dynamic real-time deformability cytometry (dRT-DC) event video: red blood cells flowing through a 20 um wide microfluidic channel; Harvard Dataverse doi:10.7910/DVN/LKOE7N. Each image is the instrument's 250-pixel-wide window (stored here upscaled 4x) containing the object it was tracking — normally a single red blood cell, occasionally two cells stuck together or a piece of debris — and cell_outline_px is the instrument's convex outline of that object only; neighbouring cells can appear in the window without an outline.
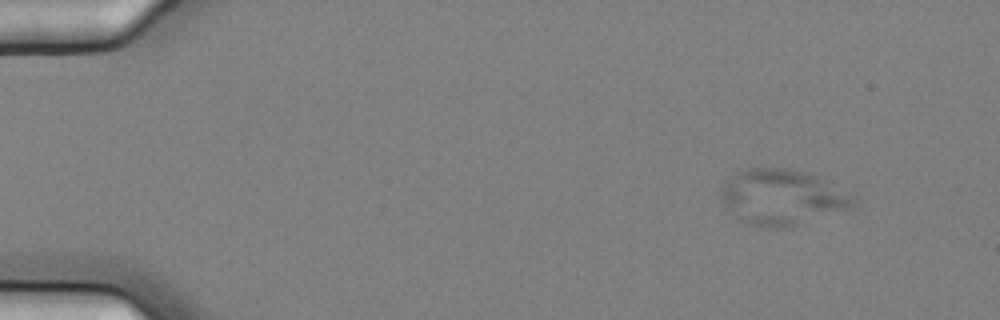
{"species": "common noctule bat (a hibernating species)", "species_latin": "Nyctalus noctula", "temperature_condition": "cold", "stored_images_in_passage": 10, "camera_frame_rate_fps": 3000, "um_per_image_px": 0.085, "animal": {"sex": "female", "body_mass_g": 25.1}, "frame": {"image": 1, "passage_image": 2, "time_ms": 0.333, "image_size_px": [1000, 320], "cell_outline_px": [[852, 200], [844, 208], [796, 224], [776, 228], [752, 224], [740, 220], [724, 208], [720, 196], [720, 188], [736, 172], [748, 168], [788, 168], [804, 172], [816, 176], [824, 180], [848, 196]], "centroid_in_image_um": [66.26, 16.73], "position_along_channel_um": 18.7, "area_um2": 40.92}}
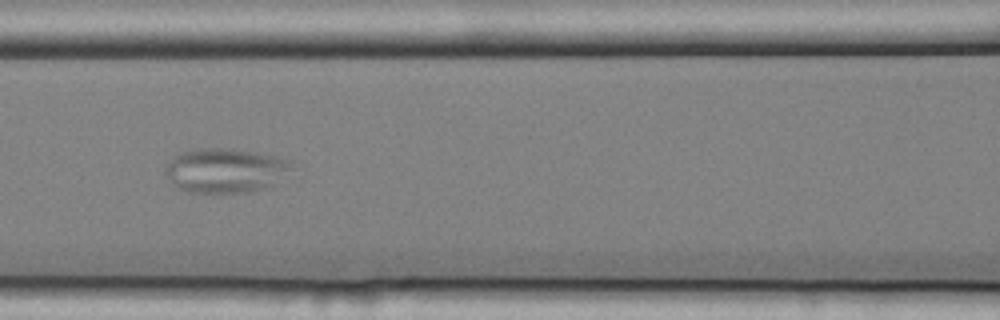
{"frame": {"image": 2, "passage_image": 7, "time_ms": 2.0, "image_size_px": [1000, 320], "cell_outline_px": [[288, 168], [272, 184], [264, 188], [248, 192], [216, 196], [188, 192], [180, 188], [164, 172], [164, 168], [172, 156], [180, 152], [200, 148], [232, 148], [276, 156], [288, 160]], "centroid_in_image_um": [19.04, 14.51], "position_along_channel_um": 147.6, "area_um2": 32.77}}
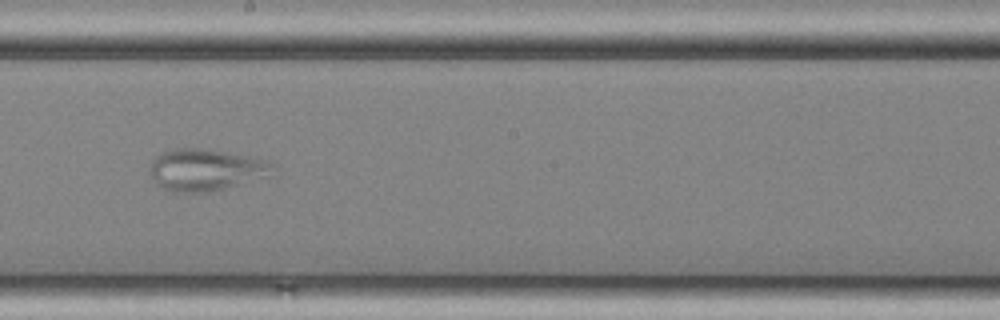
{"frame": {"image": 3, "passage_image": 9, "time_ms": 2.667, "image_size_px": [1000, 320], "cell_outline_px": [[272, 164], [260, 176], [208, 192], [172, 192], [164, 188], [152, 176], [152, 160], [160, 152], [172, 148], [204, 148], [248, 156], [268, 160]], "centroid_in_image_um": [17.34, 14.39], "position_along_channel_um": 230.9, "area_um2": 28.5}}